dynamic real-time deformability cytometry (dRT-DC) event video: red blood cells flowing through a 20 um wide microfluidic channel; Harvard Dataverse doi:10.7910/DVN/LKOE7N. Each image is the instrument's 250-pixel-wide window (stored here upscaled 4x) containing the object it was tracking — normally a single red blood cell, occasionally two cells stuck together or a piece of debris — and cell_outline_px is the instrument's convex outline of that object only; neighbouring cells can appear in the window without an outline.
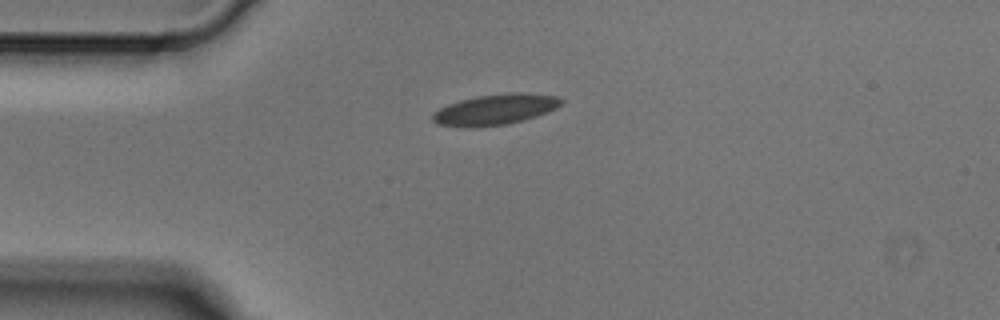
{"species": "Egyptian fruit bat (a non-hibernating species)", "species_latin": "Rousettus aegyptiacus", "temperature_condition": "cold", "stored_images_in_passage": 3, "camera_frame_rate_fps": 3000, "um_per_image_px": 0.085, "animal": {"sex": "male"}, "frame": {"image": 1, "passage_image": 1, "time_ms": 0.0, "image_size_px": [1000, 320], "cell_outline_px": [[564, 100], [556, 108], [548, 112], [536, 116], [508, 124], [464, 128], [436, 124], [432, 120], [432, 116], [440, 108], [448, 104], [460, 100], [480, 96], [556, 96]], "centroid_in_image_um": [41.98, 9.39], "position_along_channel_um": 43.0, "area_um2": 21.62}}
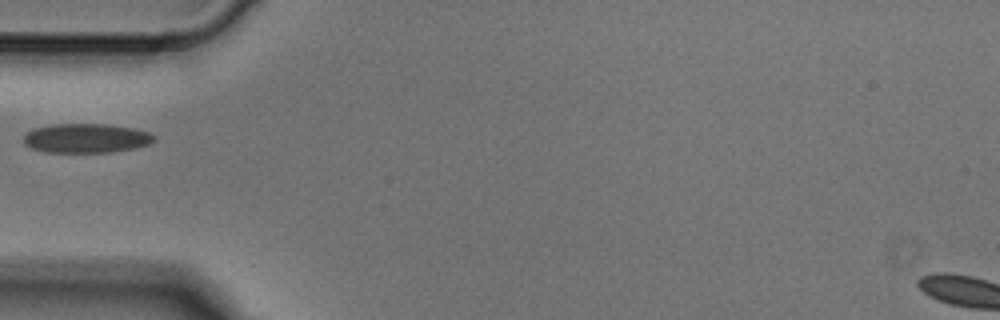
{"frame": {"image": 2, "passage_image": 2, "time_ms": 0.333, "image_size_px": [1000, 320], "cell_outline_px": [[156, 136], [148, 144], [132, 148], [112, 152], [44, 152], [32, 148], [24, 144], [24, 136], [32, 128], [52, 124], [104, 124], [132, 128], [148, 132]], "centroid_in_image_um": [7.27, 11.74], "position_along_channel_um": 77.7, "area_um2": 22.08}}
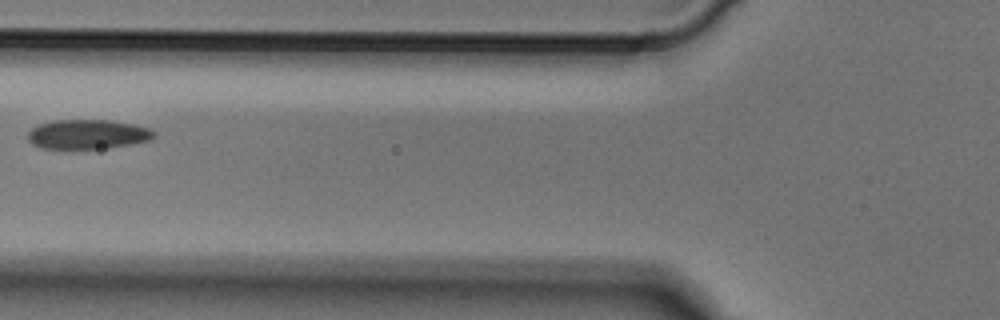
{"frame": {"image": 3, "passage_image": 3, "time_ms": 0.667, "image_size_px": [1000, 320], "cell_outline_px": [[156, 136], [152, 140], [132, 144], [108, 148], [72, 152], [40, 148], [32, 144], [28, 140], [28, 132], [32, 128], [40, 124], [56, 120], [108, 120], [132, 124], [148, 128], [156, 132]], "centroid_in_image_um": [7.42, 11.47], "position_along_channel_um": 118.4, "area_um2": 22.6}}